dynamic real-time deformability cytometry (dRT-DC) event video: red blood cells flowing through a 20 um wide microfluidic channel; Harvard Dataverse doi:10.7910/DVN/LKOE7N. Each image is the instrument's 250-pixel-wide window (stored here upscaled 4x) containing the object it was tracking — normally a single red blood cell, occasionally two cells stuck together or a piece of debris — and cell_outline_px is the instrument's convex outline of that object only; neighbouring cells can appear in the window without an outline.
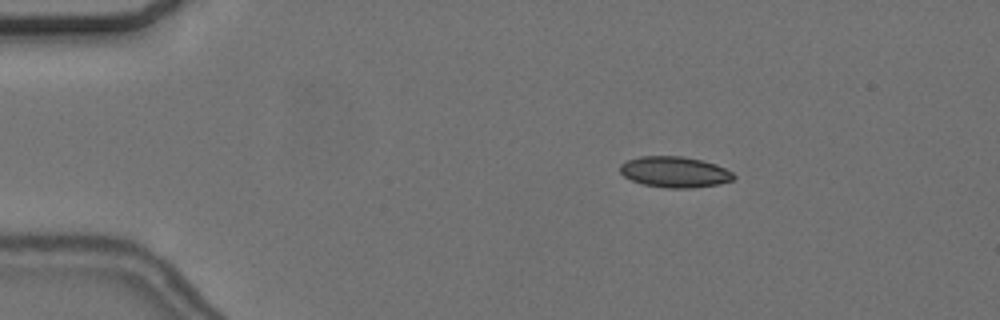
{"species": "common noctule bat (a hibernating species)", "species_latin": "Nyctalus noctula", "temperature_condition": "cold", "stored_images_in_passage": 49, "camera_frame_rate_fps": 3000, "um_per_image_px": 0.085, "animal": {"sex": "female", "body_mass_g": 24.6, "forearm_length_mm": 56.2}, "frame": {"image": 1, "passage_image": 2, "time_ms": 0.333, "image_size_px": [1000, 320], "cell_outline_px": [[736, 176], [732, 180], [720, 184], [692, 188], [664, 188], [644, 184], [632, 180], [624, 176], [620, 172], [620, 164], [628, 160], [640, 156], [680, 156], [700, 160], [716, 164], [732, 172]], "centroid_in_image_um": [57.35, 14.62], "position_along_channel_um": 27.6, "area_um2": 20.4}}
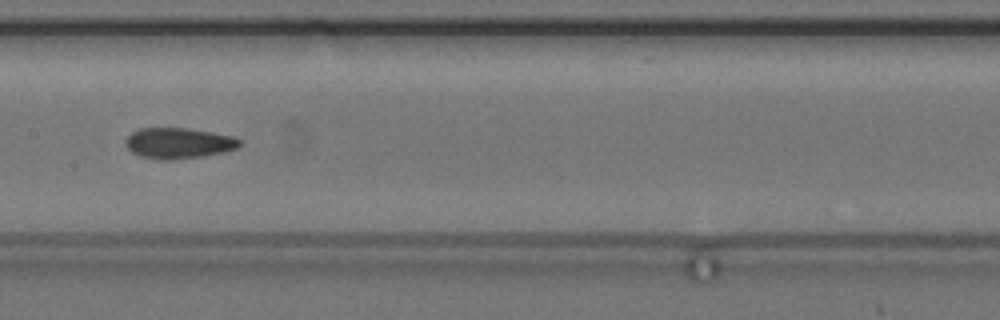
{"frame": {"image": 2, "passage_image": 21, "time_ms": 6.667, "image_size_px": [1000, 320], "cell_outline_px": [[240, 144], [236, 148], [224, 152], [204, 156], [172, 160], [160, 160], [140, 156], [132, 152], [128, 148], [124, 140], [132, 132], [140, 128], [188, 128], [236, 136], [240, 140]], "centroid_in_image_um": [15.18, 12.17], "position_along_channel_um": 192.2, "area_um2": 20.58}}
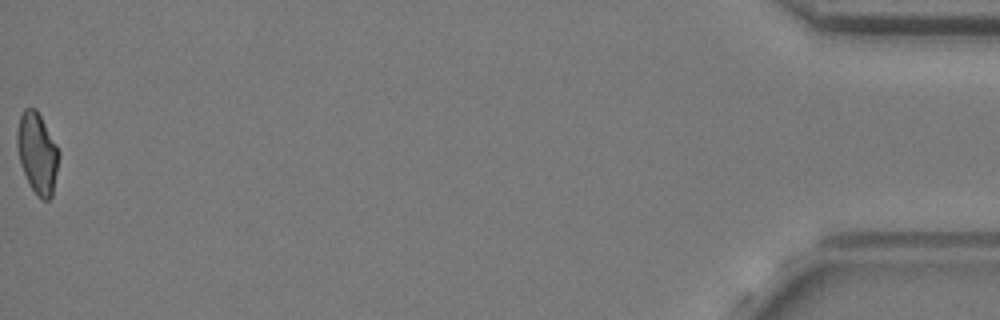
{"frame": {"image": 3, "passage_image": 49, "time_ms": 16.0, "image_size_px": [1000, 320], "cell_outline_px": [[60, 156], [52, 196], [48, 200], [40, 200], [36, 196], [20, 164], [16, 148], [16, 132], [20, 116], [24, 108], [36, 108], [56, 144], [60, 152]], "centroid_in_image_um": [3.17, 13.02], "position_along_channel_um": 432.0, "area_um2": 19.83}, "authors_computed_cell_mechanics": {"area_um2": 20.4034, "velocity_mm_per_s": 3.6482, "shape_relaxation_time_tau1_ms": 11.344, "shape_relaxation_time_tau2_ms": 3.933, "deformation_change_tau1": 0.2011, "deformation_change_tau2": 0.0947}}